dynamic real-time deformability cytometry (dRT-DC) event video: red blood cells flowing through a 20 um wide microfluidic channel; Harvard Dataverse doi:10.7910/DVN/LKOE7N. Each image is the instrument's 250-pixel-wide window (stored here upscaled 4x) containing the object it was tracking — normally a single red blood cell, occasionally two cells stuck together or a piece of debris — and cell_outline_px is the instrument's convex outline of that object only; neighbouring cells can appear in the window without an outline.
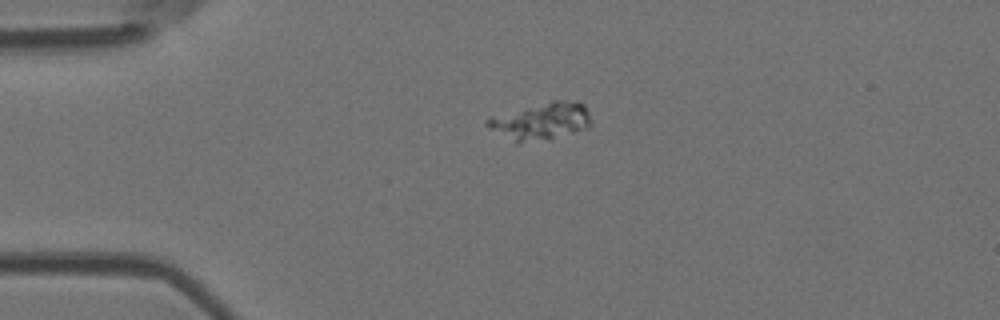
{"species": "Egyptian fruit bat (a non-hibernating species)", "species_latin": "Rousettus aegyptiacus", "temperature_condition": "room temperature", "stored_images_in_passage": 13, "camera_frame_rate_fps": 3000, "um_per_image_px": 0.085, "animal": {"sex": "female"}, "frame": {"image": 1, "passage_image": 1, "time_ms": 0.0, "image_size_px": [1000, 320], "cell_outline_px": [[588, 128], [576, 132], [520, 144], [516, 144], [488, 128], [484, 124], [484, 120], [488, 116], [552, 100], [580, 100], [584, 104], [588, 112]], "centroid_in_image_um": [45.9, 10.29], "position_along_channel_um": 39.1, "area_um2": 22.77}}
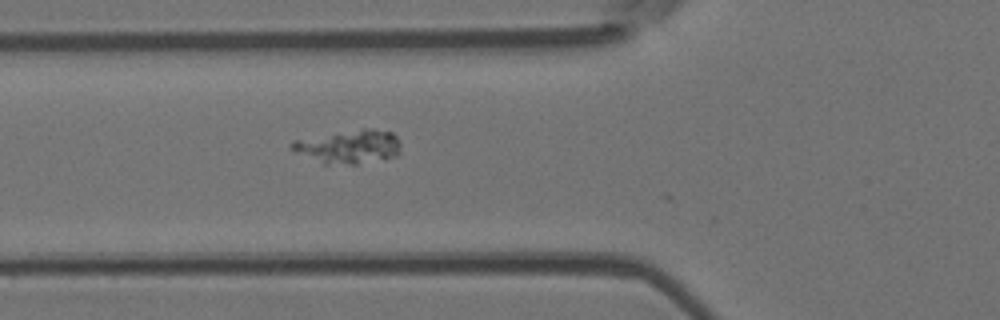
{"frame": {"image": 2, "passage_image": 8, "time_ms": 2.333, "image_size_px": [1000, 320], "cell_outline_px": [[400, 152], [396, 156], [356, 164], [324, 164], [296, 152], [288, 144], [296, 140], [360, 128], [372, 128], [392, 132], [396, 136], [400, 144]], "centroid_in_image_um": [29.69, 12.46], "position_along_channel_um": 96.1, "area_um2": 21.15}}
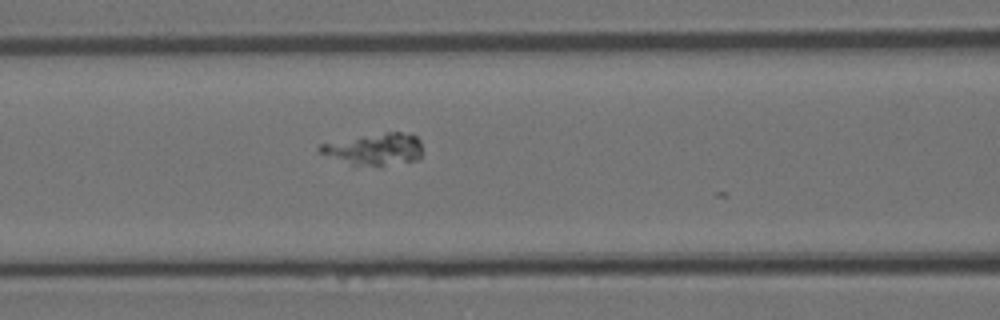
{"frame": {"image": 3, "passage_image": 11, "time_ms": 3.333, "image_size_px": [1000, 320], "cell_outline_px": [[420, 156], [416, 160], [380, 168], [352, 168], [320, 152], [316, 148], [320, 144], [360, 136], [388, 132], [400, 132], [416, 136], [420, 140]], "centroid_in_image_um": [31.78, 12.76], "position_along_channel_um": 134.8, "area_um2": 19.83}}